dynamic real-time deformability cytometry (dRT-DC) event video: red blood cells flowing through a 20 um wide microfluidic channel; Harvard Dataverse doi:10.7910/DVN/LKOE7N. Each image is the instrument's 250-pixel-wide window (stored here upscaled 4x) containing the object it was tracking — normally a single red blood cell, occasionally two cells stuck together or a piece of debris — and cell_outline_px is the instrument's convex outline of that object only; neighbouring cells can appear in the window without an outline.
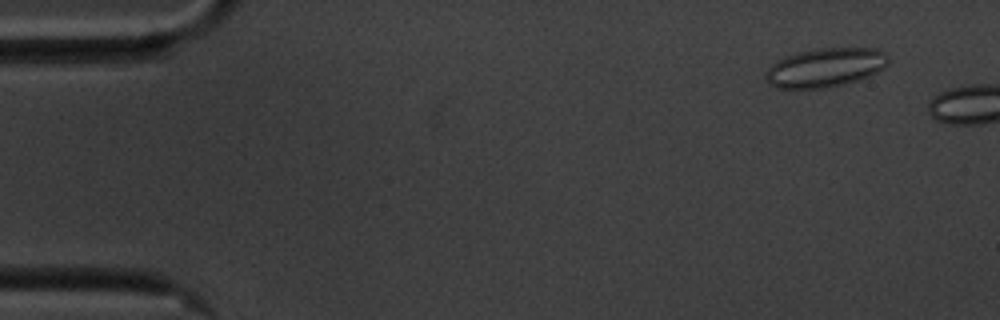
{"species": "common noctule bat (a hibernating species)", "species_latin": "Nyctalus noctula", "temperature_condition": "cold", "stored_images_in_passage": 8, "camera_frame_rate_fps": 3000, "um_per_image_px": 0.085, "animal": {"sex": "male", "body_mass_g": 20.1, "forearm_length_mm": 53.5}, "frame": {"image": 1, "passage_image": 5, "time_ms": 1.333, "image_size_px": [1000, 320], "cell_outline_px": [[888, 64], [884, 68], [868, 76], [856, 80], [840, 84], [820, 88], [776, 88], [768, 84], [764, 80], [764, 76], [768, 68], [772, 64], [788, 56], [800, 52], [820, 48], [876, 48], [884, 52], [888, 56]], "centroid_in_image_um": [70.14, 5.74], "position_along_channel_um": 14.9, "area_um2": 27.51}}